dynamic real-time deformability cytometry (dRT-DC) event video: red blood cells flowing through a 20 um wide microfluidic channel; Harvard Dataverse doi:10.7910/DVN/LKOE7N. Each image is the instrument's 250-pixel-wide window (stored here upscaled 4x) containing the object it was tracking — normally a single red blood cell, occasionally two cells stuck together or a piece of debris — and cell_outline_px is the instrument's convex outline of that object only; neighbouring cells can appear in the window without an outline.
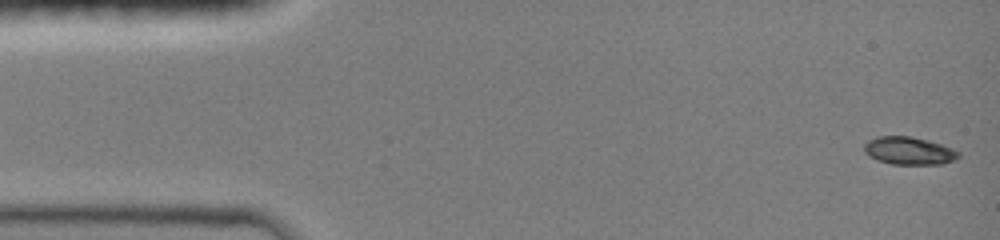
{"species": "common noctule bat (a hibernating species)", "species_latin": "Nyctalus noctula", "temperature_condition": "room temperature", "stored_images_in_passage": 23, "camera_frame_rate_fps": 3000, "um_per_image_px": 0.085, "animal": {"sex": "female", "body_mass_g": 19.0, "forearm_length_mm": 51.5}, "frame": {"image": 1, "passage_image": 1, "time_ms": 0.0, "image_size_px": [1000, 240], "cell_outline_px": [[960, 156], [952, 160], [940, 164], [892, 164], [876, 160], [864, 152], [864, 144], [868, 140], [876, 136], [912, 136], [928, 140], [952, 148]], "centroid_in_image_um": [77.2, 12.8], "position_along_channel_um": 7.8, "area_um2": 15.14}}
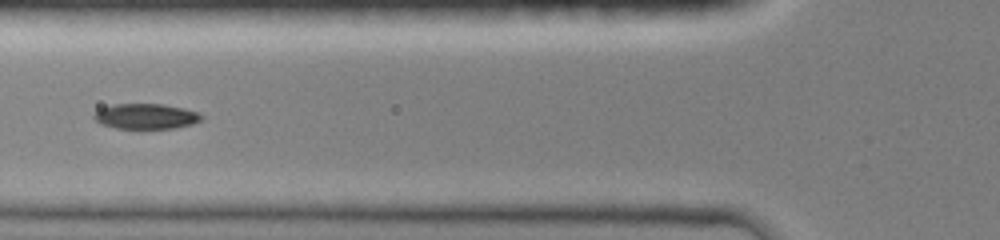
{"frame": {"image": 2, "passage_image": 14, "time_ms": 5.333, "image_size_px": [1000, 240], "cell_outline_px": [[204, 116], [200, 120], [192, 124], [176, 128], [116, 128], [104, 124], [96, 120], [92, 116], [100, 108], [112, 104], [164, 104], [184, 108], [196, 112]], "centroid_in_image_um": [12.41, 9.87], "position_along_channel_um": 113.4, "area_um2": 15.72}}
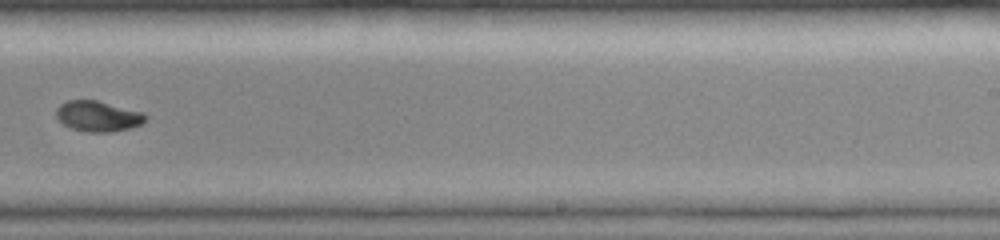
{"frame": {"image": 3, "passage_image": 23, "time_ms": 9.333, "image_size_px": [1000, 240], "cell_outline_px": [[148, 116], [140, 124], [128, 128], [112, 132], [88, 132], [72, 128], [64, 124], [56, 116], [56, 108], [60, 104], [68, 100], [96, 100], [140, 112]], "centroid_in_image_um": [8.28, 9.87], "position_along_channel_um": 280.7, "area_um2": 15.55}}